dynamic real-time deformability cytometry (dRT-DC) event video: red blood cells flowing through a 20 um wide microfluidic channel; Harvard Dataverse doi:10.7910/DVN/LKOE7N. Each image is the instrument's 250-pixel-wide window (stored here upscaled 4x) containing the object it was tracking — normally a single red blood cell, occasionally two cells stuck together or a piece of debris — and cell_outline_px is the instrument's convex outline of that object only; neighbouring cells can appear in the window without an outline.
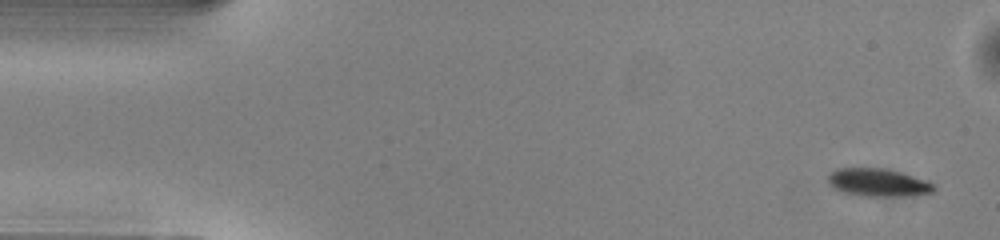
{"species": "common noctule bat (a hibernating species)", "species_latin": "Nyctalus noctula", "temperature_condition": "warm", "stored_images_in_passage": 49, "camera_frame_rate_fps": 3000, "um_per_image_px": 0.085, "animal": {"sex": "male", "body_mass_g": 13.0, "forearm_length_mm": 53.1}, "frame": {"image": 1, "passage_image": 1, "time_ms": 0.0, "image_size_px": [1000, 240], "cell_outline_px": [[936, 188], [932, 192], [900, 196], [864, 196], [844, 192], [832, 188], [828, 184], [828, 176], [836, 168], [888, 168], [928, 180]], "centroid_in_image_um": [74.62, 15.5], "position_along_channel_um": 10.4, "area_um2": 17.22}}
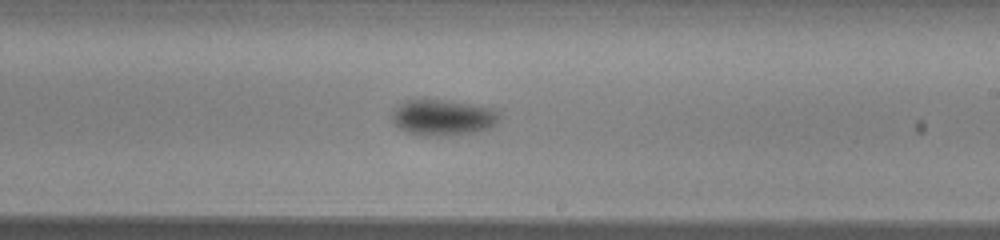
{"frame": {"image": 2, "passage_image": 28, "time_ms": 9.0, "image_size_px": [1000, 240], "cell_outline_px": [[500, 120], [492, 128], [472, 132], [436, 136], [424, 136], [408, 132], [400, 128], [392, 120], [392, 112], [404, 100], [436, 100], [472, 104], [492, 108], [500, 116]], "centroid_in_image_um": [37.66, 9.99], "position_along_channel_um": 251.3, "area_um2": 22.14}}
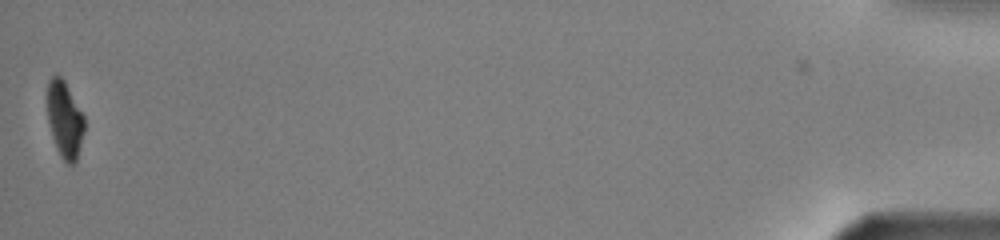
{"frame": {"image": 3, "passage_image": 49, "time_ms": 16.0, "image_size_px": [1000, 240], "cell_outline_px": [[84, 132], [76, 160], [72, 164], [68, 164], [60, 156], [56, 148], [48, 124], [48, 80], [52, 76], [60, 76], [64, 80], [84, 116]], "centroid_in_image_um": [5.5, 10.18], "position_along_channel_um": 429.7, "area_um2": 16.3}, "authors_computed_cell_mechanics": {"area_um2": 20.6924, "velocity_mm_per_s": 4.0372, "shape_relaxation_time_tau1_ms": 2.0019, "shape_relaxation_time_tau2_ms": null, "deformation_change_tau1": 0.1144, "deformation_change_tau2": null}}